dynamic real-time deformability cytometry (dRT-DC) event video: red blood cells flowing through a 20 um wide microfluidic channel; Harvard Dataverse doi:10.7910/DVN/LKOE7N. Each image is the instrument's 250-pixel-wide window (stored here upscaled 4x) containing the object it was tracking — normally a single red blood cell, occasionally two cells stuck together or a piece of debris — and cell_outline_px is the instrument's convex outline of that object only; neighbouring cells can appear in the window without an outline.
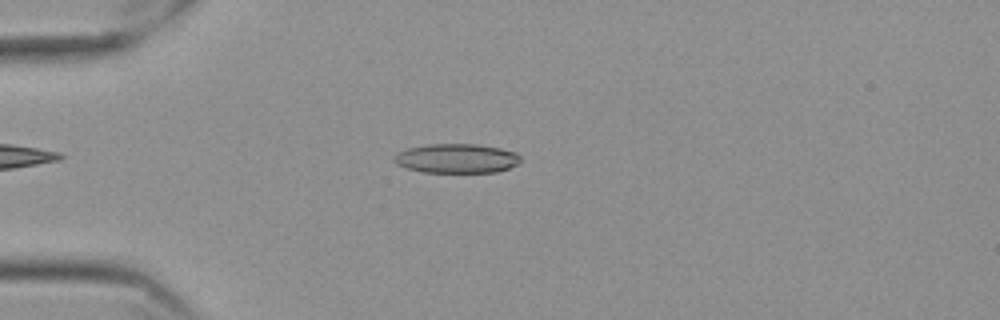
{"species": "Egyptian fruit bat (a non-hibernating species)", "species_latin": "Rousettus aegyptiacus", "temperature_condition": "cold", "stored_images_in_passage": 51, "camera_frame_rate_fps": 3000, "um_per_image_px": 0.085, "frame": {"image": 1, "passage_image": 9, "time_ms": 2.667, "image_size_px": [1000, 320], "cell_outline_px": [[520, 160], [516, 164], [508, 168], [496, 172], [424, 172], [408, 168], [396, 164], [392, 160], [396, 152], [408, 148], [428, 144], [476, 144], [500, 148], [516, 152], [520, 156]], "centroid_in_image_um": [38.78, 13.46], "position_along_channel_um": 46.2, "area_um2": 21.56}}
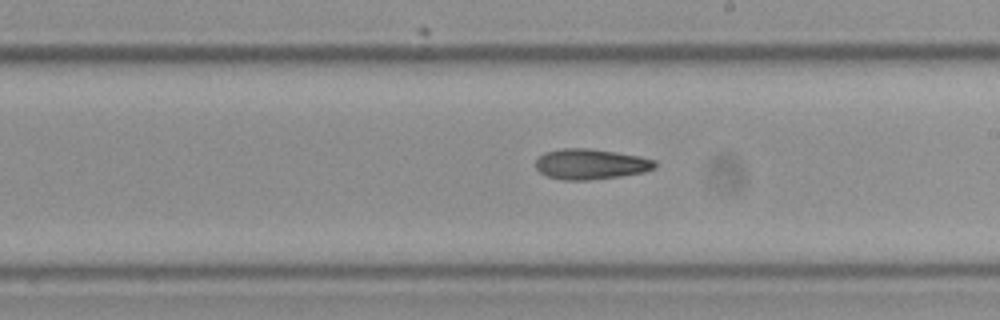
{"frame": {"image": 2, "passage_image": 27, "time_ms": 8.667, "image_size_px": [1000, 320], "cell_outline_px": [[656, 168], [644, 172], [620, 176], [588, 180], [564, 180], [548, 176], [540, 172], [536, 168], [536, 160], [544, 152], [560, 148], [588, 148], [616, 152], [640, 156], [656, 160]], "centroid_in_image_um": [50.22, 13.94], "position_along_channel_um": 238.8, "area_um2": 21.21}}
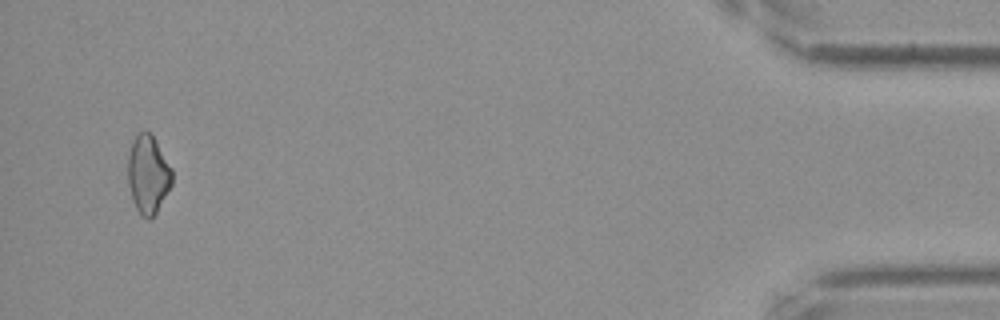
{"frame": {"image": 3, "passage_image": 49, "time_ms": 16.0, "image_size_px": [1000, 320], "cell_outline_px": [[172, 184], [156, 212], [148, 220], [140, 216], [132, 200], [128, 184], [128, 156], [132, 140], [136, 132], [144, 128], [152, 136], [172, 168]], "centroid_in_image_um": [12.56, 14.81], "position_along_channel_um": 422.6, "area_um2": 20.23}}